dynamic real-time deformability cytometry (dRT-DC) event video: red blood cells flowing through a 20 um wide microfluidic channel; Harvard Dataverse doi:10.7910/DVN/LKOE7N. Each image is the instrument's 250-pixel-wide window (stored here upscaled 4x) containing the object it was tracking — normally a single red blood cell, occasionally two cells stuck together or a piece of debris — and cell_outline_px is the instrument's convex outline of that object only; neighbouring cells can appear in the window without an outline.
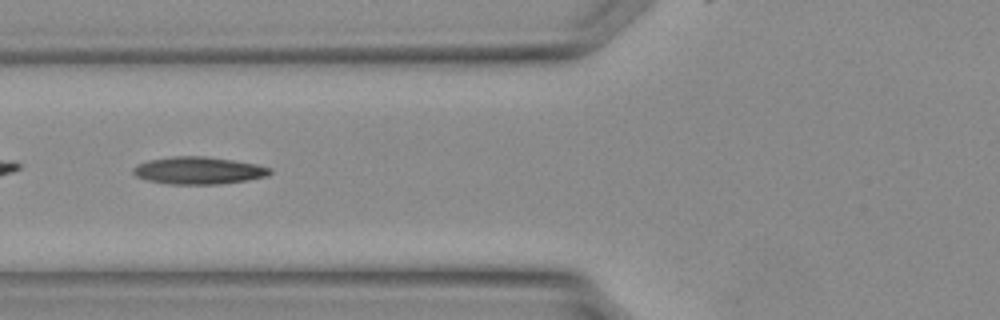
{"species": "Egyptian fruit bat (a non-hibernating species)", "species_latin": "Rousettus aegyptiacus", "temperature_condition": "warm", "stored_images_in_passage": 29, "camera_frame_rate_fps": 3000, "um_per_image_px": 0.085, "animal": {"sex": "female"}, "frame": {"image": 1, "passage_image": 9, "time_ms": 2.667, "image_size_px": [1000, 320], "cell_outline_px": [[272, 172], [268, 176], [248, 180], [220, 184], [172, 184], [148, 180], [136, 176], [132, 172], [132, 168], [148, 160], [176, 156], [204, 156], [232, 160], [256, 164], [272, 168]], "centroid_in_image_um": [16.91, 14.49], "position_along_channel_um": 108.9, "area_um2": 21.68}}